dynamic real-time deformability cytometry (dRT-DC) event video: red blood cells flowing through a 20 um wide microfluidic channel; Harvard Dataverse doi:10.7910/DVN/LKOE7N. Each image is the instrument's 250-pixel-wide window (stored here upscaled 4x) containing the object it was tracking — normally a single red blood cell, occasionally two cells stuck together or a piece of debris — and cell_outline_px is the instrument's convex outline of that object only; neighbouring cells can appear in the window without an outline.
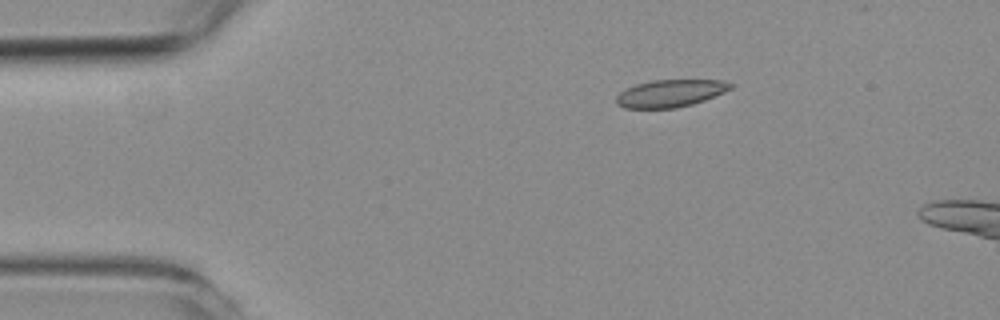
{"species": "common noctule bat (a hibernating species)", "species_latin": "Nyctalus noctula", "temperature_condition": "room temperature", "stored_images_in_passage": 6, "camera_frame_rate_fps": 3000, "um_per_image_px": 0.085, "animal": {"sex": "female", "body_mass_g": 19.3, "forearm_length_mm": 54.1}, "frame": {"image": 1, "passage_image": 1, "time_ms": 0.0, "image_size_px": [1000, 320], "cell_outline_px": [[732, 88], [724, 92], [704, 100], [692, 104], [676, 108], [624, 108], [616, 104], [616, 96], [624, 88], [636, 84], [652, 80], [724, 80], [732, 84]], "centroid_in_image_um": [56.94, 7.93], "position_along_channel_um": 28.1, "area_um2": 18.26}}